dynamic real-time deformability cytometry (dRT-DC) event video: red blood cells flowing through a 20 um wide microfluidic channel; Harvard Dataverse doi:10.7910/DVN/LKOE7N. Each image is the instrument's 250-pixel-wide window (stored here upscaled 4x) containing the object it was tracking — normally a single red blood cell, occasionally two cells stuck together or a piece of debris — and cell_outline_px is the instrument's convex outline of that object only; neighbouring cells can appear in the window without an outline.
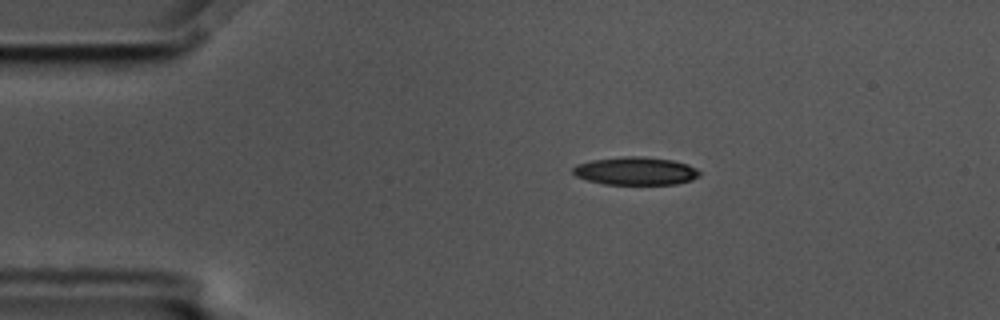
{"species": "common noctule bat (a hibernating species)", "species_latin": "Nyctalus noctula", "temperature_condition": "cold", "stored_images_in_passage": 6, "camera_frame_rate_fps": 3000, "um_per_image_px": 0.085, "animal": {"sex": "male", "body_mass_g": 17.5, "forearm_length_mm": 52.3}, "frame": {"image": 1, "passage_image": 2, "time_ms": 0.333, "image_size_px": [1000, 320], "cell_outline_px": [[700, 176], [692, 180], [676, 184], [604, 184], [588, 180], [576, 176], [572, 172], [572, 168], [576, 164], [592, 160], [624, 156], [640, 156], [672, 160], [688, 164], [696, 168], [700, 172]], "centroid_in_image_um": [54.03, 14.53], "position_along_channel_um": 31.0, "area_um2": 20.69}}
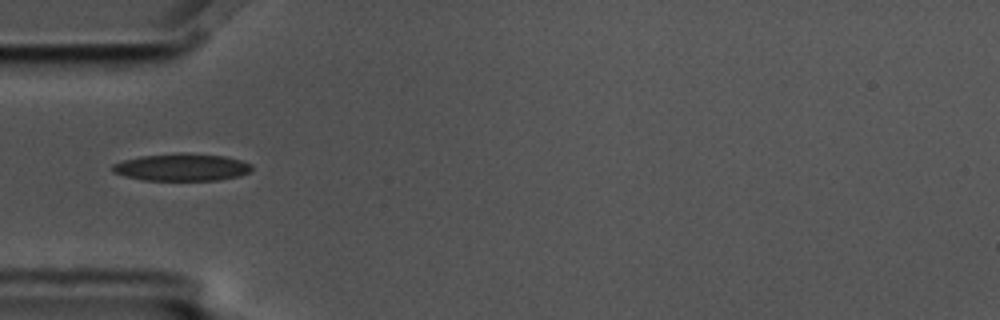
{"frame": {"image": 2, "passage_image": 4, "time_ms": 1.0, "image_size_px": [1000, 320], "cell_outline_px": [[252, 172], [240, 176], [220, 180], [144, 180], [124, 176], [112, 172], [112, 164], [124, 160], [140, 156], [180, 152], [188, 152], [224, 156], [240, 160], [252, 164]], "centroid_in_image_um": [15.47, 14.21], "position_along_channel_um": 69.5, "area_um2": 22.48}}